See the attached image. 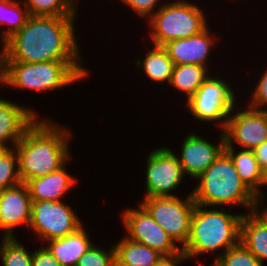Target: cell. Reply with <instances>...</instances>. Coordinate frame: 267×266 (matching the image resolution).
Instances as JSON below:
<instances>
[{
  "label": "cell",
  "instance_id": "1",
  "mask_svg": "<svg viewBox=\"0 0 267 266\" xmlns=\"http://www.w3.org/2000/svg\"><path fill=\"white\" fill-rule=\"evenodd\" d=\"M76 18L30 15L25 25L2 45L0 61H83L75 36Z\"/></svg>",
  "mask_w": 267,
  "mask_h": 266
},
{
  "label": "cell",
  "instance_id": "2",
  "mask_svg": "<svg viewBox=\"0 0 267 266\" xmlns=\"http://www.w3.org/2000/svg\"><path fill=\"white\" fill-rule=\"evenodd\" d=\"M39 118L25 131L15 145L19 175L22 183L58 170L71 160L70 137L72 132L52 122ZM70 159V160H69Z\"/></svg>",
  "mask_w": 267,
  "mask_h": 266
},
{
  "label": "cell",
  "instance_id": "3",
  "mask_svg": "<svg viewBox=\"0 0 267 266\" xmlns=\"http://www.w3.org/2000/svg\"><path fill=\"white\" fill-rule=\"evenodd\" d=\"M207 208V209H206ZM220 207V210H212L203 205H195L191 218L190 236L183 253L189 258L222 250L224 254L229 248L240 243L241 221L243 214H231L229 208Z\"/></svg>",
  "mask_w": 267,
  "mask_h": 266
},
{
  "label": "cell",
  "instance_id": "4",
  "mask_svg": "<svg viewBox=\"0 0 267 266\" xmlns=\"http://www.w3.org/2000/svg\"><path fill=\"white\" fill-rule=\"evenodd\" d=\"M84 61H0V84L37 92L67 87L88 76Z\"/></svg>",
  "mask_w": 267,
  "mask_h": 266
},
{
  "label": "cell",
  "instance_id": "5",
  "mask_svg": "<svg viewBox=\"0 0 267 266\" xmlns=\"http://www.w3.org/2000/svg\"><path fill=\"white\" fill-rule=\"evenodd\" d=\"M196 180L198 184L191 192L196 204L209 208L238 205L251 212L255 194L243 183L225 151Z\"/></svg>",
  "mask_w": 267,
  "mask_h": 266
},
{
  "label": "cell",
  "instance_id": "6",
  "mask_svg": "<svg viewBox=\"0 0 267 266\" xmlns=\"http://www.w3.org/2000/svg\"><path fill=\"white\" fill-rule=\"evenodd\" d=\"M203 12L198 5L185 0L160 5L148 20L152 44L163 46L169 41L201 33L209 27Z\"/></svg>",
  "mask_w": 267,
  "mask_h": 266
},
{
  "label": "cell",
  "instance_id": "7",
  "mask_svg": "<svg viewBox=\"0 0 267 266\" xmlns=\"http://www.w3.org/2000/svg\"><path fill=\"white\" fill-rule=\"evenodd\" d=\"M140 204L175 243L186 245L190 236L191 218L195 209L192 193L184 199L174 196L147 197Z\"/></svg>",
  "mask_w": 267,
  "mask_h": 266
},
{
  "label": "cell",
  "instance_id": "8",
  "mask_svg": "<svg viewBox=\"0 0 267 266\" xmlns=\"http://www.w3.org/2000/svg\"><path fill=\"white\" fill-rule=\"evenodd\" d=\"M231 86L221 77L211 76L186 101L190 114L203 122H218L220 130L226 126L228 116L236 107V96Z\"/></svg>",
  "mask_w": 267,
  "mask_h": 266
},
{
  "label": "cell",
  "instance_id": "9",
  "mask_svg": "<svg viewBox=\"0 0 267 266\" xmlns=\"http://www.w3.org/2000/svg\"><path fill=\"white\" fill-rule=\"evenodd\" d=\"M82 225L73 208L63 201H32L29 229L43 243L73 233Z\"/></svg>",
  "mask_w": 267,
  "mask_h": 266
},
{
  "label": "cell",
  "instance_id": "10",
  "mask_svg": "<svg viewBox=\"0 0 267 266\" xmlns=\"http://www.w3.org/2000/svg\"><path fill=\"white\" fill-rule=\"evenodd\" d=\"M146 190L144 198L174 196L185 174L178 157L169 147H161L149 152L146 160Z\"/></svg>",
  "mask_w": 267,
  "mask_h": 266
},
{
  "label": "cell",
  "instance_id": "11",
  "mask_svg": "<svg viewBox=\"0 0 267 266\" xmlns=\"http://www.w3.org/2000/svg\"><path fill=\"white\" fill-rule=\"evenodd\" d=\"M139 208H125L121 213L122 223L126 229L127 238L144 244L162 255L179 253L182 249L166 233V231L154 221L149 213L138 204Z\"/></svg>",
  "mask_w": 267,
  "mask_h": 266
},
{
  "label": "cell",
  "instance_id": "12",
  "mask_svg": "<svg viewBox=\"0 0 267 266\" xmlns=\"http://www.w3.org/2000/svg\"><path fill=\"white\" fill-rule=\"evenodd\" d=\"M243 110L239 109L234 114V108L231 111L233 114L228 116L223 129L224 147H234V144H238L241 149L253 150L267 140V110L249 106Z\"/></svg>",
  "mask_w": 267,
  "mask_h": 266
},
{
  "label": "cell",
  "instance_id": "13",
  "mask_svg": "<svg viewBox=\"0 0 267 266\" xmlns=\"http://www.w3.org/2000/svg\"><path fill=\"white\" fill-rule=\"evenodd\" d=\"M220 133L218 144H213L195 133L185 136L181 144V155L177 156L184 174L196 179L215 162L225 146L223 130Z\"/></svg>",
  "mask_w": 267,
  "mask_h": 266
},
{
  "label": "cell",
  "instance_id": "14",
  "mask_svg": "<svg viewBox=\"0 0 267 266\" xmlns=\"http://www.w3.org/2000/svg\"><path fill=\"white\" fill-rule=\"evenodd\" d=\"M32 200L27 184L0 190V230L2 237H16L14 229L31 221ZM4 235V236H3Z\"/></svg>",
  "mask_w": 267,
  "mask_h": 266
},
{
  "label": "cell",
  "instance_id": "15",
  "mask_svg": "<svg viewBox=\"0 0 267 266\" xmlns=\"http://www.w3.org/2000/svg\"><path fill=\"white\" fill-rule=\"evenodd\" d=\"M208 27L189 38L176 39L163 45L174 65L195 64L207 68L211 47L217 42ZM212 36V37H211ZM215 42V43H214Z\"/></svg>",
  "mask_w": 267,
  "mask_h": 266
},
{
  "label": "cell",
  "instance_id": "16",
  "mask_svg": "<svg viewBox=\"0 0 267 266\" xmlns=\"http://www.w3.org/2000/svg\"><path fill=\"white\" fill-rule=\"evenodd\" d=\"M38 118L32 108L0 98V148L15 147Z\"/></svg>",
  "mask_w": 267,
  "mask_h": 266
},
{
  "label": "cell",
  "instance_id": "17",
  "mask_svg": "<svg viewBox=\"0 0 267 266\" xmlns=\"http://www.w3.org/2000/svg\"><path fill=\"white\" fill-rule=\"evenodd\" d=\"M67 162L58 170L45 176L33 178L26 184L32 201H63L69 190L77 184V178H73L66 171ZM63 197V198H62Z\"/></svg>",
  "mask_w": 267,
  "mask_h": 266
},
{
  "label": "cell",
  "instance_id": "18",
  "mask_svg": "<svg viewBox=\"0 0 267 266\" xmlns=\"http://www.w3.org/2000/svg\"><path fill=\"white\" fill-rule=\"evenodd\" d=\"M87 232L82 225L62 238L48 240L45 247L62 266H76L81 256L93 244Z\"/></svg>",
  "mask_w": 267,
  "mask_h": 266
},
{
  "label": "cell",
  "instance_id": "19",
  "mask_svg": "<svg viewBox=\"0 0 267 266\" xmlns=\"http://www.w3.org/2000/svg\"><path fill=\"white\" fill-rule=\"evenodd\" d=\"M113 246L116 266H154L162 257L158 251L126 236Z\"/></svg>",
  "mask_w": 267,
  "mask_h": 266
},
{
  "label": "cell",
  "instance_id": "20",
  "mask_svg": "<svg viewBox=\"0 0 267 266\" xmlns=\"http://www.w3.org/2000/svg\"><path fill=\"white\" fill-rule=\"evenodd\" d=\"M224 151L233 161L243 183L255 195L262 193L260 189L262 187V170L253 150L242 149L236 151L235 147H224Z\"/></svg>",
  "mask_w": 267,
  "mask_h": 266
},
{
  "label": "cell",
  "instance_id": "21",
  "mask_svg": "<svg viewBox=\"0 0 267 266\" xmlns=\"http://www.w3.org/2000/svg\"><path fill=\"white\" fill-rule=\"evenodd\" d=\"M154 47L149 50L144 60L135 62L138 69H142L145 75L151 81L156 83L170 82L171 75L174 68V63L169 57L166 49L163 46L153 45Z\"/></svg>",
  "mask_w": 267,
  "mask_h": 266
},
{
  "label": "cell",
  "instance_id": "22",
  "mask_svg": "<svg viewBox=\"0 0 267 266\" xmlns=\"http://www.w3.org/2000/svg\"><path fill=\"white\" fill-rule=\"evenodd\" d=\"M240 242L264 265L267 260V227L251 213L243 214Z\"/></svg>",
  "mask_w": 267,
  "mask_h": 266
},
{
  "label": "cell",
  "instance_id": "23",
  "mask_svg": "<svg viewBox=\"0 0 267 266\" xmlns=\"http://www.w3.org/2000/svg\"><path fill=\"white\" fill-rule=\"evenodd\" d=\"M208 77V69L201 65H174L169 85L185 94L188 100Z\"/></svg>",
  "mask_w": 267,
  "mask_h": 266
},
{
  "label": "cell",
  "instance_id": "24",
  "mask_svg": "<svg viewBox=\"0 0 267 266\" xmlns=\"http://www.w3.org/2000/svg\"><path fill=\"white\" fill-rule=\"evenodd\" d=\"M29 16L23 1L0 0V26H8L0 32L2 45L25 25Z\"/></svg>",
  "mask_w": 267,
  "mask_h": 266
},
{
  "label": "cell",
  "instance_id": "25",
  "mask_svg": "<svg viewBox=\"0 0 267 266\" xmlns=\"http://www.w3.org/2000/svg\"><path fill=\"white\" fill-rule=\"evenodd\" d=\"M23 4L33 16L76 17L78 11L73 0H25Z\"/></svg>",
  "mask_w": 267,
  "mask_h": 266
},
{
  "label": "cell",
  "instance_id": "26",
  "mask_svg": "<svg viewBox=\"0 0 267 266\" xmlns=\"http://www.w3.org/2000/svg\"><path fill=\"white\" fill-rule=\"evenodd\" d=\"M0 258L3 266H32L33 252H28L16 237H1Z\"/></svg>",
  "mask_w": 267,
  "mask_h": 266
},
{
  "label": "cell",
  "instance_id": "27",
  "mask_svg": "<svg viewBox=\"0 0 267 266\" xmlns=\"http://www.w3.org/2000/svg\"><path fill=\"white\" fill-rule=\"evenodd\" d=\"M20 183L22 181L15 148H0V190L14 187Z\"/></svg>",
  "mask_w": 267,
  "mask_h": 266
},
{
  "label": "cell",
  "instance_id": "28",
  "mask_svg": "<svg viewBox=\"0 0 267 266\" xmlns=\"http://www.w3.org/2000/svg\"><path fill=\"white\" fill-rule=\"evenodd\" d=\"M224 266H266L241 242L229 248L218 258Z\"/></svg>",
  "mask_w": 267,
  "mask_h": 266
},
{
  "label": "cell",
  "instance_id": "29",
  "mask_svg": "<svg viewBox=\"0 0 267 266\" xmlns=\"http://www.w3.org/2000/svg\"><path fill=\"white\" fill-rule=\"evenodd\" d=\"M109 250L102 249L92 244L91 247L81 256L76 266H116L114 246Z\"/></svg>",
  "mask_w": 267,
  "mask_h": 266
},
{
  "label": "cell",
  "instance_id": "30",
  "mask_svg": "<svg viewBox=\"0 0 267 266\" xmlns=\"http://www.w3.org/2000/svg\"><path fill=\"white\" fill-rule=\"evenodd\" d=\"M121 3L127 5L129 9L134 11L140 18L145 17L148 21L158 10L156 6H159L161 0H119ZM157 3V4H156Z\"/></svg>",
  "mask_w": 267,
  "mask_h": 266
},
{
  "label": "cell",
  "instance_id": "31",
  "mask_svg": "<svg viewBox=\"0 0 267 266\" xmlns=\"http://www.w3.org/2000/svg\"><path fill=\"white\" fill-rule=\"evenodd\" d=\"M255 90L252 91L251 100L247 101L248 106L254 109L263 110L267 106V68L258 80V84L255 85ZM254 92V93H253ZM264 107V108H263Z\"/></svg>",
  "mask_w": 267,
  "mask_h": 266
},
{
  "label": "cell",
  "instance_id": "32",
  "mask_svg": "<svg viewBox=\"0 0 267 266\" xmlns=\"http://www.w3.org/2000/svg\"><path fill=\"white\" fill-rule=\"evenodd\" d=\"M32 266H62L47 250L44 246L43 248H37L33 252L32 256Z\"/></svg>",
  "mask_w": 267,
  "mask_h": 266
},
{
  "label": "cell",
  "instance_id": "33",
  "mask_svg": "<svg viewBox=\"0 0 267 266\" xmlns=\"http://www.w3.org/2000/svg\"><path fill=\"white\" fill-rule=\"evenodd\" d=\"M264 194L265 193L262 192L255 195L250 213L265 227H267V207H265L263 210H260V205L263 206V201L265 199L264 197H266Z\"/></svg>",
  "mask_w": 267,
  "mask_h": 266
},
{
  "label": "cell",
  "instance_id": "34",
  "mask_svg": "<svg viewBox=\"0 0 267 266\" xmlns=\"http://www.w3.org/2000/svg\"><path fill=\"white\" fill-rule=\"evenodd\" d=\"M189 258L181 250L179 253L171 255H162L158 262L154 266H178L181 261L188 260Z\"/></svg>",
  "mask_w": 267,
  "mask_h": 266
},
{
  "label": "cell",
  "instance_id": "35",
  "mask_svg": "<svg viewBox=\"0 0 267 266\" xmlns=\"http://www.w3.org/2000/svg\"><path fill=\"white\" fill-rule=\"evenodd\" d=\"M253 152L261 170H263L267 166V140L255 147Z\"/></svg>",
  "mask_w": 267,
  "mask_h": 266
},
{
  "label": "cell",
  "instance_id": "36",
  "mask_svg": "<svg viewBox=\"0 0 267 266\" xmlns=\"http://www.w3.org/2000/svg\"><path fill=\"white\" fill-rule=\"evenodd\" d=\"M267 185V166L262 170V186Z\"/></svg>",
  "mask_w": 267,
  "mask_h": 266
},
{
  "label": "cell",
  "instance_id": "37",
  "mask_svg": "<svg viewBox=\"0 0 267 266\" xmlns=\"http://www.w3.org/2000/svg\"><path fill=\"white\" fill-rule=\"evenodd\" d=\"M210 266H224L221 261L219 259H214L213 264H211Z\"/></svg>",
  "mask_w": 267,
  "mask_h": 266
}]
</instances>
